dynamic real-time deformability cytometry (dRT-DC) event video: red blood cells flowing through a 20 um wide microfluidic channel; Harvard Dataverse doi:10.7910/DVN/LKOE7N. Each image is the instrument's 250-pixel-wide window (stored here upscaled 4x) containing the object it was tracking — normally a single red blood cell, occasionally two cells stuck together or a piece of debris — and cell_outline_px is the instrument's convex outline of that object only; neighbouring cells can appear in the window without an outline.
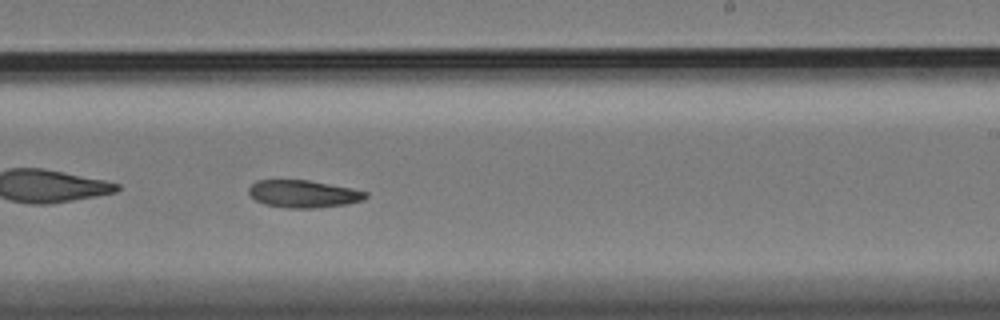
{"species": "Egyptian fruit bat (a non-hibernating species)", "species_latin": "Rousettus aegyptiacus", "temperature_condition": "cold", "stored_images_in_passage": 42, "camera_frame_rate_fps": 3000, "um_per_image_px": 0.085, "animal": {"sex": "female"}, "frame": {"image": 1, "passage_image": 19, "time_ms": 6.0, "image_size_px": [1000, 320], "cell_outline_px": [[368, 196], [364, 200], [348, 204], [320, 208], [288, 208], [264, 204], [256, 200], [248, 192], [248, 188], [256, 180], [308, 180], [368, 192]], "centroid_in_image_um": [25.79, 16.49], "position_along_channel_um": 263.2, "area_um2": 18.67}}
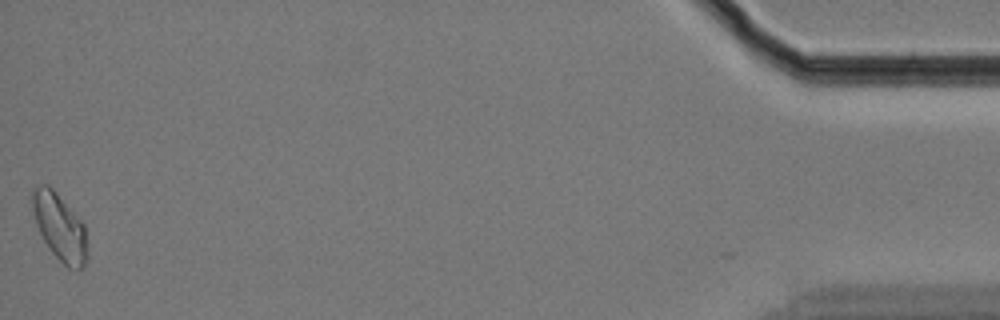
{"frame": {"image": 2, "passage_image": 42, "time_ms": 13.667, "image_size_px": [1000, 320], "cell_outline_px": [[88, 256], [84, 264], [80, 268], [68, 268], [52, 252], [44, 240], [36, 224], [32, 204], [32, 188], [44, 184], [48, 184], [56, 192], [84, 224], [88, 252]], "centroid_in_image_um": [5.08, 19.29], "position_along_channel_um": 430.1, "area_um2": 21.04}}